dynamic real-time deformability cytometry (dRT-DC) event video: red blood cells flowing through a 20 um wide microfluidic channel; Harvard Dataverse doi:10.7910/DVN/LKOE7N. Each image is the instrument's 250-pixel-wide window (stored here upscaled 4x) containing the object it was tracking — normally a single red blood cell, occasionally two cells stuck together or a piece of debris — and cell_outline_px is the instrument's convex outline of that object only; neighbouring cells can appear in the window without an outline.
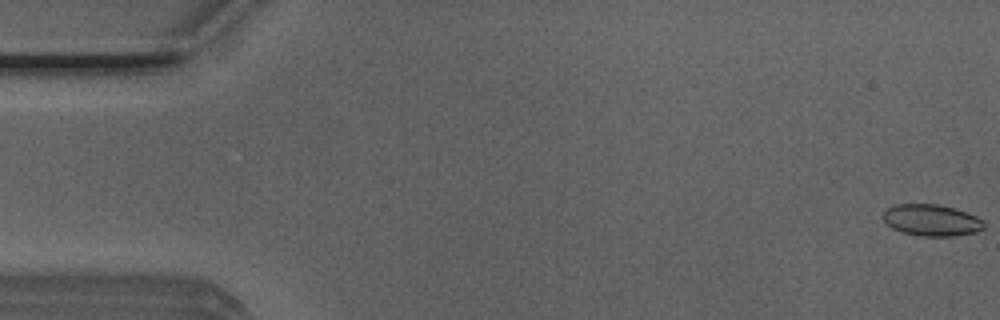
{"species": "Egyptian fruit bat (a non-hibernating species)", "species_latin": "Rousettus aegyptiacus", "temperature_condition": "room temperature", "stored_images_in_passage": 42, "camera_frame_rate_fps": 3000, "um_per_image_px": 0.085, "animal": {"sex": "male"}, "frame": {"image": 1, "passage_image": 1, "time_ms": 0.0, "image_size_px": [1000, 320], "cell_outline_px": [[984, 228], [976, 232], [952, 236], [916, 236], [900, 232], [892, 228], [884, 220], [884, 212], [892, 204], [936, 204], [956, 208], [976, 216], [984, 220]], "centroid_in_image_um": [79.18, 18.72], "position_along_channel_um": 5.8, "area_um2": 18.67}}
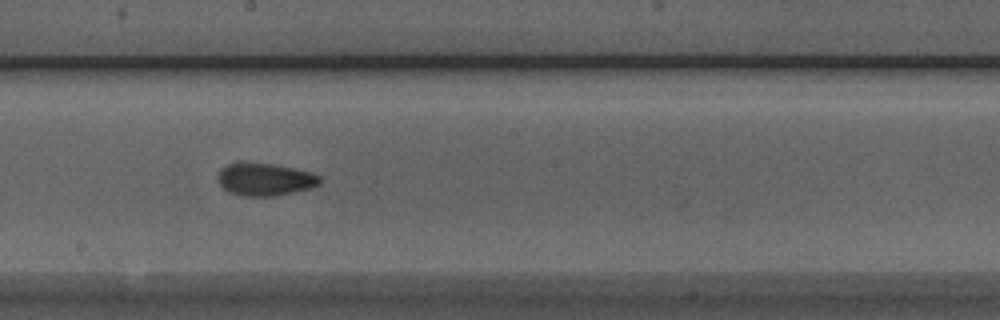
{"frame": {"image": 2, "passage_image": 29, "time_ms": 9.333, "image_size_px": [1000, 320], "cell_outline_px": [[320, 184], [312, 188], [276, 196], [244, 196], [228, 192], [220, 184], [216, 176], [220, 168], [236, 160], [240, 160], [272, 164], [312, 172], [320, 176]], "centroid_in_image_um": [22.48, 15.22], "position_along_channel_um": 225.7, "area_um2": 19.88}}
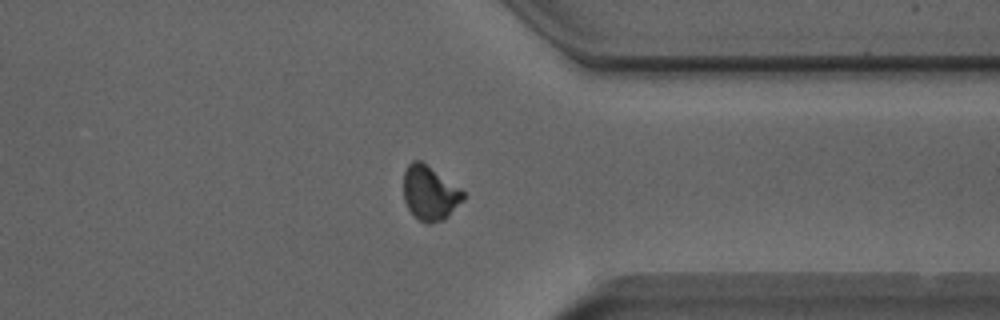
{"frame": {"image": 3, "passage_image": 41, "time_ms": 13.333, "image_size_px": [1000, 320], "cell_outline_px": [[464, 200], [444, 220], [432, 224], [428, 224], [420, 220], [408, 208], [404, 200], [404, 172], [408, 164], [412, 160], [420, 160], [460, 188], [464, 192]], "centroid_in_image_um": [36.54, 16.42], "position_along_channel_um": 374.9, "area_um2": 18.79}}